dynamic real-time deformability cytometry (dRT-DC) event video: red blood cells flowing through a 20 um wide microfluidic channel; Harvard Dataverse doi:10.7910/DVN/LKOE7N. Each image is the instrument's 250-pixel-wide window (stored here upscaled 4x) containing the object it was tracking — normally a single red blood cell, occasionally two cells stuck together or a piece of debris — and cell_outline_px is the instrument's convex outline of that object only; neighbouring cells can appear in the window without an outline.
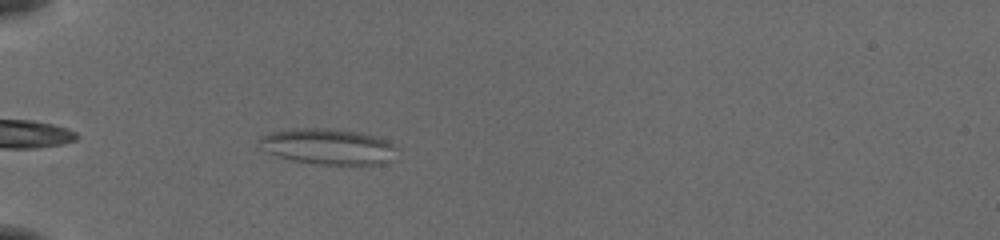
{"species": "common noctule bat (a hibernating species)", "species_latin": "Nyctalus noctula", "temperature_condition": "cold", "stored_images_in_passage": 39, "camera_frame_rate_fps": 3000, "um_per_image_px": 0.085, "animal": {"sex": "female", "body_mass_g": 19.5, "forearm_length_mm": 54.1}, "frame": {"image": 1, "passage_image": 3, "time_ms": 0.667, "image_size_px": [1000, 240], "cell_outline_px": [[392, 148], [388, 160], [380, 164], [320, 164], [292, 160], [276, 156], [264, 152], [260, 148], [260, 136], [272, 132], [292, 128], [332, 128], [360, 132], [384, 140], [392, 144]], "centroid_in_image_um": [27.73, 12.44], "position_along_channel_um": 57.3, "area_um2": 28.15}}
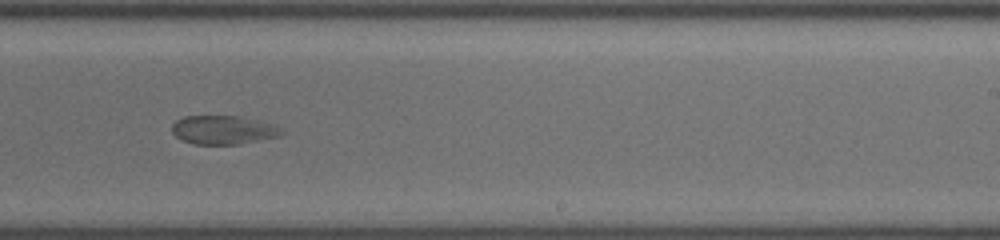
{"frame": {"image": 2, "passage_image": 21, "time_ms": 6.667, "image_size_px": [1000, 240], "cell_outline_px": [[284, 132], [280, 136], [240, 144], [192, 144], [180, 140], [172, 132], [172, 124], [176, 120], [184, 116], [240, 116], [272, 124], [280, 128]], "centroid_in_image_um": [18.95, 11.05], "position_along_channel_um": 270.1, "area_um2": 18.38}}
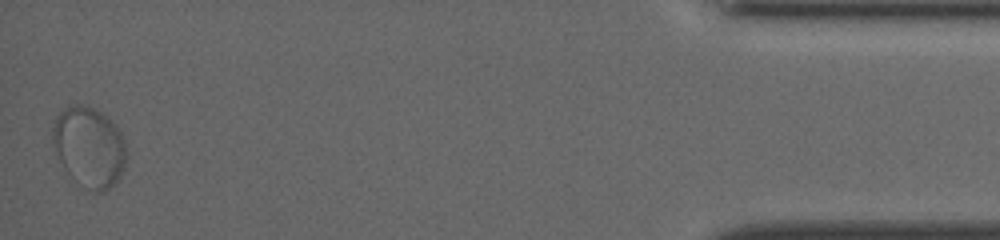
{"frame": {"image": 3, "passage_image": 39, "time_ms": 12.667, "image_size_px": [1000, 240], "cell_outline_px": [[124, 168], [120, 176], [104, 192], [88, 192], [64, 168], [60, 160], [52, 140], [52, 128], [56, 116], [64, 108], [72, 104], [80, 104], [92, 108], [108, 116], [116, 124], [124, 140]], "centroid_in_image_um": [7.57, 12.47], "position_along_channel_um": 427.6, "area_um2": 34.22}}